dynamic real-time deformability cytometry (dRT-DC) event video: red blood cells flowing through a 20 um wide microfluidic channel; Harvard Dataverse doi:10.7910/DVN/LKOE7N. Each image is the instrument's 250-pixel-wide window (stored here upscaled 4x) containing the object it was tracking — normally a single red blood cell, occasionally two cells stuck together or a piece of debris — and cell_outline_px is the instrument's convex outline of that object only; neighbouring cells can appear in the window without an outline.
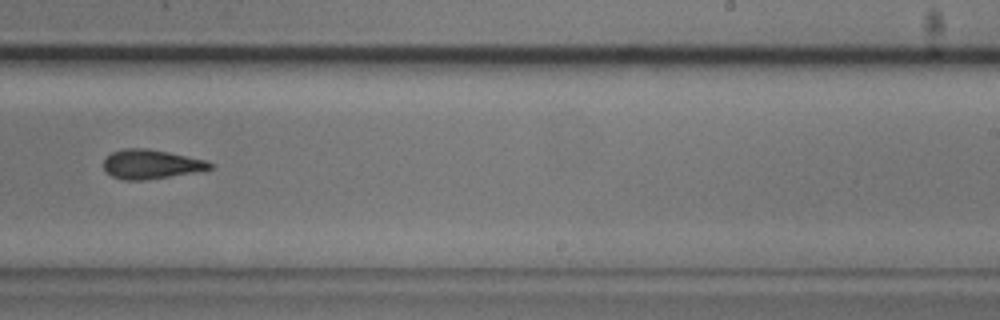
{"species": "common noctule bat (a hibernating species)", "species_latin": "Nyctalus noctula", "temperature_condition": "cold", "stored_images_in_passage": 11, "camera_frame_rate_fps": 3000, "um_per_image_px": 0.085, "animal": {"sex": "male", "body_mass_g": 20.5, "forearm_length_mm": 52.5}, "frame": {"image": 1, "passage_image": 11, "time_ms": 3.333, "image_size_px": [1000, 320], "cell_outline_px": [[216, 164], [212, 168], [196, 172], [144, 180], [124, 180], [112, 176], [104, 168], [104, 156], [112, 152], [124, 148], [148, 148], [208, 160]], "centroid_in_image_um": [12.86, 13.95], "position_along_channel_um": 276.1, "area_um2": 18.26}}